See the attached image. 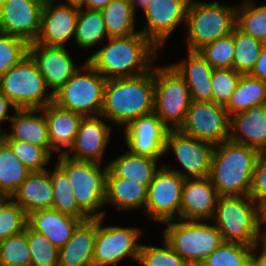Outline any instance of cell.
I'll return each mask as SVG.
<instances>
[{"label": "cell", "instance_id": "obj_1", "mask_svg": "<svg viewBox=\"0 0 266 266\" xmlns=\"http://www.w3.org/2000/svg\"><path fill=\"white\" fill-rule=\"evenodd\" d=\"M108 41L86 60L106 80L136 77L152 69L149 62L156 59L157 47L142 32Z\"/></svg>", "mask_w": 266, "mask_h": 266}, {"label": "cell", "instance_id": "obj_2", "mask_svg": "<svg viewBox=\"0 0 266 266\" xmlns=\"http://www.w3.org/2000/svg\"><path fill=\"white\" fill-rule=\"evenodd\" d=\"M154 70L131 78L106 81L101 115L125 127L134 119L153 113Z\"/></svg>", "mask_w": 266, "mask_h": 266}, {"label": "cell", "instance_id": "obj_3", "mask_svg": "<svg viewBox=\"0 0 266 266\" xmlns=\"http://www.w3.org/2000/svg\"><path fill=\"white\" fill-rule=\"evenodd\" d=\"M261 153L226 140L214 146L209 178L220 196H248L256 162Z\"/></svg>", "mask_w": 266, "mask_h": 266}, {"label": "cell", "instance_id": "obj_4", "mask_svg": "<svg viewBox=\"0 0 266 266\" xmlns=\"http://www.w3.org/2000/svg\"><path fill=\"white\" fill-rule=\"evenodd\" d=\"M254 203L249 195L219 197L213 218L224 242L255 247L265 236L260 232L261 208Z\"/></svg>", "mask_w": 266, "mask_h": 266}, {"label": "cell", "instance_id": "obj_5", "mask_svg": "<svg viewBox=\"0 0 266 266\" xmlns=\"http://www.w3.org/2000/svg\"><path fill=\"white\" fill-rule=\"evenodd\" d=\"M57 165L68 176L78 208L89 219L104 217L99 208L105 204L108 164L101 169L96 162L76 160L60 153Z\"/></svg>", "mask_w": 266, "mask_h": 266}, {"label": "cell", "instance_id": "obj_6", "mask_svg": "<svg viewBox=\"0 0 266 266\" xmlns=\"http://www.w3.org/2000/svg\"><path fill=\"white\" fill-rule=\"evenodd\" d=\"M164 240L190 266H199L210 254L224 243L215 225L200 220L176 219L165 222Z\"/></svg>", "mask_w": 266, "mask_h": 266}, {"label": "cell", "instance_id": "obj_7", "mask_svg": "<svg viewBox=\"0 0 266 266\" xmlns=\"http://www.w3.org/2000/svg\"><path fill=\"white\" fill-rule=\"evenodd\" d=\"M47 87L29 53L0 78V91L16 109L38 110L53 102L54 94H45Z\"/></svg>", "mask_w": 266, "mask_h": 266}, {"label": "cell", "instance_id": "obj_8", "mask_svg": "<svg viewBox=\"0 0 266 266\" xmlns=\"http://www.w3.org/2000/svg\"><path fill=\"white\" fill-rule=\"evenodd\" d=\"M236 8L231 5L193 2L187 9L188 50L198 51L204 45L232 33L236 24Z\"/></svg>", "mask_w": 266, "mask_h": 266}, {"label": "cell", "instance_id": "obj_9", "mask_svg": "<svg viewBox=\"0 0 266 266\" xmlns=\"http://www.w3.org/2000/svg\"><path fill=\"white\" fill-rule=\"evenodd\" d=\"M191 101L187 83L171 64L154 69L153 113L169 130L184 124Z\"/></svg>", "mask_w": 266, "mask_h": 266}, {"label": "cell", "instance_id": "obj_10", "mask_svg": "<svg viewBox=\"0 0 266 266\" xmlns=\"http://www.w3.org/2000/svg\"><path fill=\"white\" fill-rule=\"evenodd\" d=\"M60 89L54 93L58 106L86 116H100L106 79L87 61ZM87 72V73H86Z\"/></svg>", "mask_w": 266, "mask_h": 266}, {"label": "cell", "instance_id": "obj_11", "mask_svg": "<svg viewBox=\"0 0 266 266\" xmlns=\"http://www.w3.org/2000/svg\"><path fill=\"white\" fill-rule=\"evenodd\" d=\"M182 133L218 145L230 137V116L223 105L214 102L191 101Z\"/></svg>", "mask_w": 266, "mask_h": 266}, {"label": "cell", "instance_id": "obj_12", "mask_svg": "<svg viewBox=\"0 0 266 266\" xmlns=\"http://www.w3.org/2000/svg\"><path fill=\"white\" fill-rule=\"evenodd\" d=\"M184 180L177 172L167 169V166L159 167L148 187L145 207L150 218L163 223L180 219Z\"/></svg>", "mask_w": 266, "mask_h": 266}, {"label": "cell", "instance_id": "obj_13", "mask_svg": "<svg viewBox=\"0 0 266 266\" xmlns=\"http://www.w3.org/2000/svg\"><path fill=\"white\" fill-rule=\"evenodd\" d=\"M103 218L97 219L93 266H116L117 262L126 256L138 261L141 244L136 240L141 230L131 227H102Z\"/></svg>", "mask_w": 266, "mask_h": 266}, {"label": "cell", "instance_id": "obj_14", "mask_svg": "<svg viewBox=\"0 0 266 266\" xmlns=\"http://www.w3.org/2000/svg\"><path fill=\"white\" fill-rule=\"evenodd\" d=\"M172 148L185 172H177L184 179L209 177L214 145L188 136L180 130H169L166 136L165 153Z\"/></svg>", "mask_w": 266, "mask_h": 266}, {"label": "cell", "instance_id": "obj_15", "mask_svg": "<svg viewBox=\"0 0 266 266\" xmlns=\"http://www.w3.org/2000/svg\"><path fill=\"white\" fill-rule=\"evenodd\" d=\"M45 0H5L0 10V32L33 43L39 36Z\"/></svg>", "mask_w": 266, "mask_h": 266}, {"label": "cell", "instance_id": "obj_16", "mask_svg": "<svg viewBox=\"0 0 266 266\" xmlns=\"http://www.w3.org/2000/svg\"><path fill=\"white\" fill-rule=\"evenodd\" d=\"M54 1L45 0L41 29L35 42L45 46L64 47L65 42L75 36L79 6L74 2L54 6Z\"/></svg>", "mask_w": 266, "mask_h": 266}, {"label": "cell", "instance_id": "obj_17", "mask_svg": "<svg viewBox=\"0 0 266 266\" xmlns=\"http://www.w3.org/2000/svg\"><path fill=\"white\" fill-rule=\"evenodd\" d=\"M124 131L130 153L158 160L165 154L166 136L169 129L156 114L152 113L134 119Z\"/></svg>", "mask_w": 266, "mask_h": 266}, {"label": "cell", "instance_id": "obj_18", "mask_svg": "<svg viewBox=\"0 0 266 266\" xmlns=\"http://www.w3.org/2000/svg\"><path fill=\"white\" fill-rule=\"evenodd\" d=\"M190 0H151L144 9L147 26L142 32L158 49L174 28L186 23Z\"/></svg>", "mask_w": 266, "mask_h": 266}, {"label": "cell", "instance_id": "obj_19", "mask_svg": "<svg viewBox=\"0 0 266 266\" xmlns=\"http://www.w3.org/2000/svg\"><path fill=\"white\" fill-rule=\"evenodd\" d=\"M28 53L36 62L47 86L53 89V94L78 71L65 46H45L33 42L28 46Z\"/></svg>", "mask_w": 266, "mask_h": 266}, {"label": "cell", "instance_id": "obj_20", "mask_svg": "<svg viewBox=\"0 0 266 266\" xmlns=\"http://www.w3.org/2000/svg\"><path fill=\"white\" fill-rule=\"evenodd\" d=\"M98 116H86L80 122L79 130L69 151H61V154L84 161L100 162L109 142L110 126L104 123ZM72 151L73 155L70 154Z\"/></svg>", "mask_w": 266, "mask_h": 266}, {"label": "cell", "instance_id": "obj_21", "mask_svg": "<svg viewBox=\"0 0 266 266\" xmlns=\"http://www.w3.org/2000/svg\"><path fill=\"white\" fill-rule=\"evenodd\" d=\"M220 195L209 177L185 179L182 189L180 219L206 220L214 217Z\"/></svg>", "mask_w": 266, "mask_h": 266}, {"label": "cell", "instance_id": "obj_22", "mask_svg": "<svg viewBox=\"0 0 266 266\" xmlns=\"http://www.w3.org/2000/svg\"><path fill=\"white\" fill-rule=\"evenodd\" d=\"M229 140L265 153L266 103L255 105L247 111L230 116Z\"/></svg>", "mask_w": 266, "mask_h": 266}, {"label": "cell", "instance_id": "obj_23", "mask_svg": "<svg viewBox=\"0 0 266 266\" xmlns=\"http://www.w3.org/2000/svg\"><path fill=\"white\" fill-rule=\"evenodd\" d=\"M82 221L53 208L37 210L27 215V225L43 234L58 250L67 244Z\"/></svg>", "mask_w": 266, "mask_h": 266}, {"label": "cell", "instance_id": "obj_24", "mask_svg": "<svg viewBox=\"0 0 266 266\" xmlns=\"http://www.w3.org/2000/svg\"><path fill=\"white\" fill-rule=\"evenodd\" d=\"M97 219L82 221L73 236L59 249L58 266H93Z\"/></svg>", "mask_w": 266, "mask_h": 266}, {"label": "cell", "instance_id": "obj_25", "mask_svg": "<svg viewBox=\"0 0 266 266\" xmlns=\"http://www.w3.org/2000/svg\"><path fill=\"white\" fill-rule=\"evenodd\" d=\"M19 204L26 215L30 213L52 208L53 186L50 172L32 171L10 197Z\"/></svg>", "mask_w": 266, "mask_h": 266}, {"label": "cell", "instance_id": "obj_26", "mask_svg": "<svg viewBox=\"0 0 266 266\" xmlns=\"http://www.w3.org/2000/svg\"><path fill=\"white\" fill-rule=\"evenodd\" d=\"M172 66L187 83L192 101L212 102L211 79L214 69L199 51L188 50L187 60Z\"/></svg>", "mask_w": 266, "mask_h": 266}, {"label": "cell", "instance_id": "obj_27", "mask_svg": "<svg viewBox=\"0 0 266 266\" xmlns=\"http://www.w3.org/2000/svg\"><path fill=\"white\" fill-rule=\"evenodd\" d=\"M43 114L36 116V112ZM16 109L12 116V133H2L3 140H21L43 147L51 155V143L48 136V125L42 109ZM35 114V115H34Z\"/></svg>", "mask_w": 266, "mask_h": 266}, {"label": "cell", "instance_id": "obj_28", "mask_svg": "<svg viewBox=\"0 0 266 266\" xmlns=\"http://www.w3.org/2000/svg\"><path fill=\"white\" fill-rule=\"evenodd\" d=\"M42 111L48 125V136L51 148L60 151L63 148L69 149L79 130L83 115L64 109L56 103L47 104Z\"/></svg>", "mask_w": 266, "mask_h": 266}, {"label": "cell", "instance_id": "obj_29", "mask_svg": "<svg viewBox=\"0 0 266 266\" xmlns=\"http://www.w3.org/2000/svg\"><path fill=\"white\" fill-rule=\"evenodd\" d=\"M148 187L132 180L117 177L109 168L106 178L105 203H111L117 210H130L145 206Z\"/></svg>", "mask_w": 266, "mask_h": 266}, {"label": "cell", "instance_id": "obj_30", "mask_svg": "<svg viewBox=\"0 0 266 266\" xmlns=\"http://www.w3.org/2000/svg\"><path fill=\"white\" fill-rule=\"evenodd\" d=\"M157 161V158L135 155L127 151L117 159L109 162L108 168L117 177L129 179L149 187L156 172L159 170Z\"/></svg>", "mask_w": 266, "mask_h": 266}, {"label": "cell", "instance_id": "obj_31", "mask_svg": "<svg viewBox=\"0 0 266 266\" xmlns=\"http://www.w3.org/2000/svg\"><path fill=\"white\" fill-rule=\"evenodd\" d=\"M263 103H266V81L241 75L236 89L224 107L229 116H232Z\"/></svg>", "mask_w": 266, "mask_h": 266}, {"label": "cell", "instance_id": "obj_32", "mask_svg": "<svg viewBox=\"0 0 266 266\" xmlns=\"http://www.w3.org/2000/svg\"><path fill=\"white\" fill-rule=\"evenodd\" d=\"M30 172L0 137V195L10 198Z\"/></svg>", "mask_w": 266, "mask_h": 266}, {"label": "cell", "instance_id": "obj_33", "mask_svg": "<svg viewBox=\"0 0 266 266\" xmlns=\"http://www.w3.org/2000/svg\"><path fill=\"white\" fill-rule=\"evenodd\" d=\"M103 15L108 38L126 37L135 31V12L130 0H112L100 10Z\"/></svg>", "mask_w": 266, "mask_h": 266}, {"label": "cell", "instance_id": "obj_34", "mask_svg": "<svg viewBox=\"0 0 266 266\" xmlns=\"http://www.w3.org/2000/svg\"><path fill=\"white\" fill-rule=\"evenodd\" d=\"M105 35L108 39L101 11L95 9L83 11V7H79L74 36L76 44L82 48H90L100 42Z\"/></svg>", "mask_w": 266, "mask_h": 266}, {"label": "cell", "instance_id": "obj_35", "mask_svg": "<svg viewBox=\"0 0 266 266\" xmlns=\"http://www.w3.org/2000/svg\"><path fill=\"white\" fill-rule=\"evenodd\" d=\"M50 176L53 186L52 208L83 221L89 219L76 204L67 174L56 164Z\"/></svg>", "mask_w": 266, "mask_h": 266}, {"label": "cell", "instance_id": "obj_36", "mask_svg": "<svg viewBox=\"0 0 266 266\" xmlns=\"http://www.w3.org/2000/svg\"><path fill=\"white\" fill-rule=\"evenodd\" d=\"M234 45L232 69L242 75H249L259 58L263 43L235 26Z\"/></svg>", "mask_w": 266, "mask_h": 266}, {"label": "cell", "instance_id": "obj_37", "mask_svg": "<svg viewBox=\"0 0 266 266\" xmlns=\"http://www.w3.org/2000/svg\"><path fill=\"white\" fill-rule=\"evenodd\" d=\"M235 26L254 39L266 42V5L255 6L253 2L246 0L236 8Z\"/></svg>", "mask_w": 266, "mask_h": 266}, {"label": "cell", "instance_id": "obj_38", "mask_svg": "<svg viewBox=\"0 0 266 266\" xmlns=\"http://www.w3.org/2000/svg\"><path fill=\"white\" fill-rule=\"evenodd\" d=\"M255 247L239 243L224 242L199 266H249Z\"/></svg>", "mask_w": 266, "mask_h": 266}, {"label": "cell", "instance_id": "obj_39", "mask_svg": "<svg viewBox=\"0 0 266 266\" xmlns=\"http://www.w3.org/2000/svg\"><path fill=\"white\" fill-rule=\"evenodd\" d=\"M31 265V252L24 231L0 241V266Z\"/></svg>", "mask_w": 266, "mask_h": 266}, {"label": "cell", "instance_id": "obj_40", "mask_svg": "<svg viewBox=\"0 0 266 266\" xmlns=\"http://www.w3.org/2000/svg\"><path fill=\"white\" fill-rule=\"evenodd\" d=\"M234 29L231 34L204 45L198 51L213 69H232Z\"/></svg>", "mask_w": 266, "mask_h": 266}, {"label": "cell", "instance_id": "obj_41", "mask_svg": "<svg viewBox=\"0 0 266 266\" xmlns=\"http://www.w3.org/2000/svg\"><path fill=\"white\" fill-rule=\"evenodd\" d=\"M9 200V201H8ZM27 215L11 198H0V241L24 231Z\"/></svg>", "mask_w": 266, "mask_h": 266}, {"label": "cell", "instance_id": "obj_42", "mask_svg": "<svg viewBox=\"0 0 266 266\" xmlns=\"http://www.w3.org/2000/svg\"><path fill=\"white\" fill-rule=\"evenodd\" d=\"M28 245L31 252V265L58 266L59 250L43 235L25 227Z\"/></svg>", "mask_w": 266, "mask_h": 266}, {"label": "cell", "instance_id": "obj_43", "mask_svg": "<svg viewBox=\"0 0 266 266\" xmlns=\"http://www.w3.org/2000/svg\"><path fill=\"white\" fill-rule=\"evenodd\" d=\"M18 159L32 172L43 171L51 155L40 146L21 140H4Z\"/></svg>", "mask_w": 266, "mask_h": 266}, {"label": "cell", "instance_id": "obj_44", "mask_svg": "<svg viewBox=\"0 0 266 266\" xmlns=\"http://www.w3.org/2000/svg\"><path fill=\"white\" fill-rule=\"evenodd\" d=\"M28 46L24 39L0 32V78L28 54Z\"/></svg>", "mask_w": 266, "mask_h": 266}, {"label": "cell", "instance_id": "obj_45", "mask_svg": "<svg viewBox=\"0 0 266 266\" xmlns=\"http://www.w3.org/2000/svg\"><path fill=\"white\" fill-rule=\"evenodd\" d=\"M164 243L162 248L141 244L138 262L144 266H190L165 240Z\"/></svg>", "mask_w": 266, "mask_h": 266}, {"label": "cell", "instance_id": "obj_46", "mask_svg": "<svg viewBox=\"0 0 266 266\" xmlns=\"http://www.w3.org/2000/svg\"><path fill=\"white\" fill-rule=\"evenodd\" d=\"M234 69H214L211 79L212 102L225 106L241 78Z\"/></svg>", "mask_w": 266, "mask_h": 266}, {"label": "cell", "instance_id": "obj_47", "mask_svg": "<svg viewBox=\"0 0 266 266\" xmlns=\"http://www.w3.org/2000/svg\"><path fill=\"white\" fill-rule=\"evenodd\" d=\"M249 196L260 208L266 203V152L256 162Z\"/></svg>", "mask_w": 266, "mask_h": 266}, {"label": "cell", "instance_id": "obj_48", "mask_svg": "<svg viewBox=\"0 0 266 266\" xmlns=\"http://www.w3.org/2000/svg\"><path fill=\"white\" fill-rule=\"evenodd\" d=\"M249 75L251 77L266 81V42L263 43L259 58L257 59L255 66Z\"/></svg>", "mask_w": 266, "mask_h": 266}, {"label": "cell", "instance_id": "obj_49", "mask_svg": "<svg viewBox=\"0 0 266 266\" xmlns=\"http://www.w3.org/2000/svg\"><path fill=\"white\" fill-rule=\"evenodd\" d=\"M10 105L16 110L14 104L0 91V123L4 120H11L12 116L7 114ZM1 131L2 128H0V135L2 134Z\"/></svg>", "mask_w": 266, "mask_h": 266}, {"label": "cell", "instance_id": "obj_50", "mask_svg": "<svg viewBox=\"0 0 266 266\" xmlns=\"http://www.w3.org/2000/svg\"><path fill=\"white\" fill-rule=\"evenodd\" d=\"M112 0H80L79 7L86 6L87 9L101 10Z\"/></svg>", "mask_w": 266, "mask_h": 266}, {"label": "cell", "instance_id": "obj_51", "mask_svg": "<svg viewBox=\"0 0 266 266\" xmlns=\"http://www.w3.org/2000/svg\"><path fill=\"white\" fill-rule=\"evenodd\" d=\"M255 250L252 252L249 260V266H266V261L260 256L256 255Z\"/></svg>", "mask_w": 266, "mask_h": 266}, {"label": "cell", "instance_id": "obj_52", "mask_svg": "<svg viewBox=\"0 0 266 266\" xmlns=\"http://www.w3.org/2000/svg\"><path fill=\"white\" fill-rule=\"evenodd\" d=\"M150 1L151 0H130V3L133 7L134 12H136L135 11L136 5H140L144 10L146 8V6L150 3Z\"/></svg>", "mask_w": 266, "mask_h": 266}, {"label": "cell", "instance_id": "obj_53", "mask_svg": "<svg viewBox=\"0 0 266 266\" xmlns=\"http://www.w3.org/2000/svg\"><path fill=\"white\" fill-rule=\"evenodd\" d=\"M261 243L257 242L256 246H255V250H257L259 244H261L262 246V252L260 254V256L266 261V237L264 236L262 239H261Z\"/></svg>", "mask_w": 266, "mask_h": 266}, {"label": "cell", "instance_id": "obj_54", "mask_svg": "<svg viewBox=\"0 0 266 266\" xmlns=\"http://www.w3.org/2000/svg\"><path fill=\"white\" fill-rule=\"evenodd\" d=\"M261 223H266V203L261 207Z\"/></svg>", "mask_w": 266, "mask_h": 266}, {"label": "cell", "instance_id": "obj_55", "mask_svg": "<svg viewBox=\"0 0 266 266\" xmlns=\"http://www.w3.org/2000/svg\"><path fill=\"white\" fill-rule=\"evenodd\" d=\"M56 1V0H55ZM80 0H67V2L79 3Z\"/></svg>", "mask_w": 266, "mask_h": 266}, {"label": "cell", "instance_id": "obj_56", "mask_svg": "<svg viewBox=\"0 0 266 266\" xmlns=\"http://www.w3.org/2000/svg\"><path fill=\"white\" fill-rule=\"evenodd\" d=\"M4 2H5V0H0V10L3 7Z\"/></svg>", "mask_w": 266, "mask_h": 266}]
</instances>
